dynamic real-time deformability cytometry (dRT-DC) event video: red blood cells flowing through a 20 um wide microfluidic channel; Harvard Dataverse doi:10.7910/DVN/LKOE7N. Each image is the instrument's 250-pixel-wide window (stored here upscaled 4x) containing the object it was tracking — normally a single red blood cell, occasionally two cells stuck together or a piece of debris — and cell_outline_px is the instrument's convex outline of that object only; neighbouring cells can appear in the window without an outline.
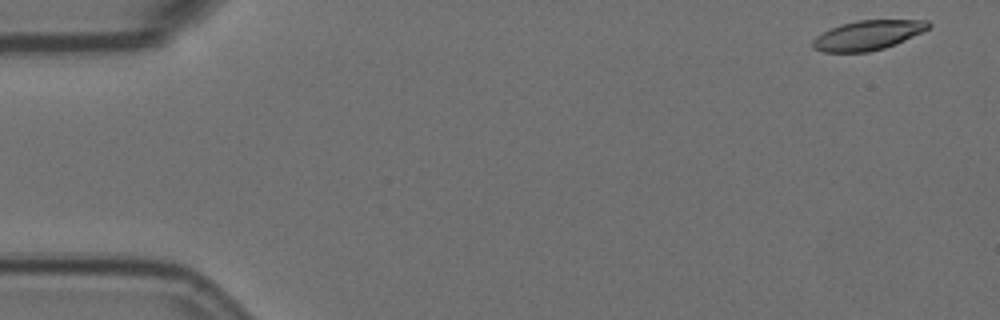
{"species": "Egyptian fruit bat (a non-hibernating species)", "species_latin": "Rousettus aegyptiacus", "temperature_condition": "room temperature", "stored_images_in_passage": 4, "segment_of_instrument_passage": [2, 2], "camera_frame_rate_fps": 3000, "um_per_image_px": 0.085, "animal": {"sex": "female"}, "frame": {"image": 1, "passage_image": 4, "time_ms": 1.0, "image_size_px": [1000, 320], "cell_outline_px": [[932, 24], [928, 28], [896, 44], [884, 48], [868, 52], [824, 52], [812, 48], [812, 40], [816, 36], [840, 24], [856, 20], [928, 20]], "centroid_in_image_um": [73.74, 2.99], "position_along_channel_um": 11.3, "area_um2": 19.83}}